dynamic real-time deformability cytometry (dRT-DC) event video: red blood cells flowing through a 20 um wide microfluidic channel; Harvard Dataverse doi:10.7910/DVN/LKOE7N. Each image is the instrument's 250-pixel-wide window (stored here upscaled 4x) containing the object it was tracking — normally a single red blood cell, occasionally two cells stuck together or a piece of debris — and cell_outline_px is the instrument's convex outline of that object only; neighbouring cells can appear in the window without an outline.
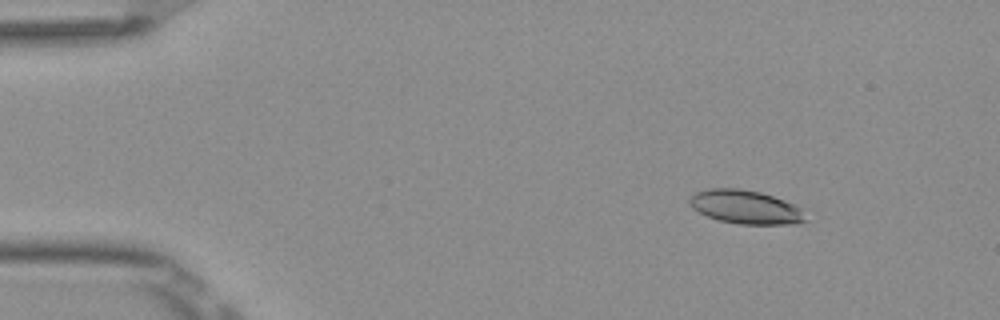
{"species": "Egyptian fruit bat (a non-hibernating species)", "species_latin": "Rousettus aegyptiacus", "temperature_condition": "room temperature", "stored_images_in_passage": 52, "camera_frame_rate_fps": 3000, "um_per_image_px": 0.085, "frame": {"image": 1, "passage_image": 7, "time_ms": 2.0, "image_size_px": [1000, 320], "cell_outline_px": [[808, 220], [800, 224], [740, 224], [720, 220], [708, 216], [692, 208], [688, 200], [696, 192], [708, 188], [740, 188], [760, 192], [784, 200], [804, 208]], "centroid_in_image_um": [63.45, 17.6], "position_along_channel_um": 21.6, "area_um2": 22.95}}
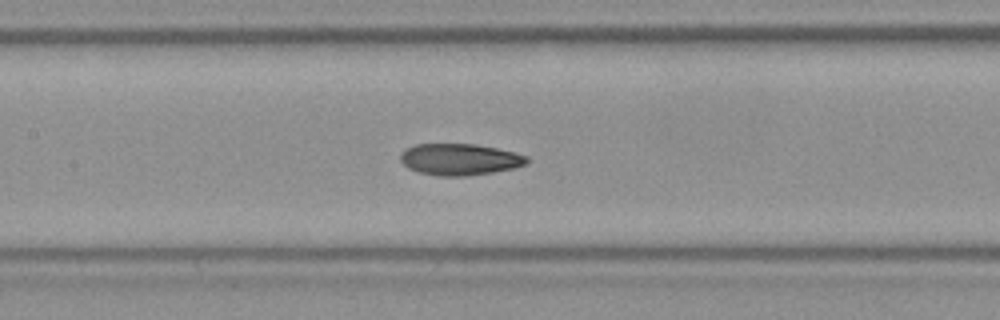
{"frame": {"image": 2, "passage_image": 25, "time_ms": 8.0, "image_size_px": [1000, 320], "cell_outline_px": [[528, 160], [524, 164], [512, 168], [492, 172], [464, 176], [440, 176], [420, 172], [408, 168], [400, 160], [400, 152], [416, 144], [476, 144], [516, 152], [528, 156]], "centroid_in_image_um": [39.06, 13.54], "position_along_channel_um": 168.3, "area_um2": 23.06}}
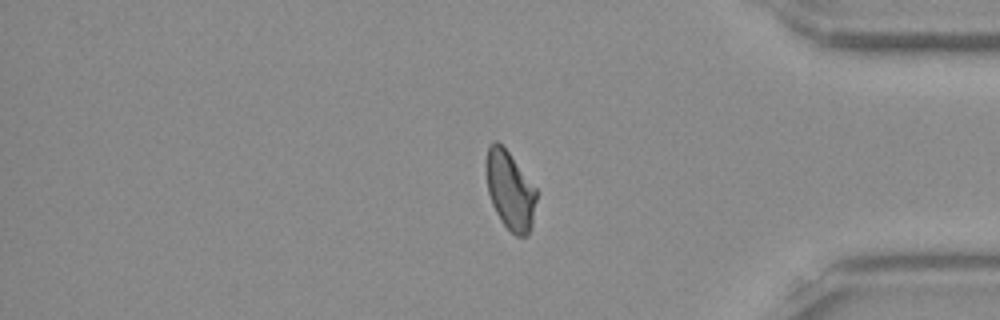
{"frame": {"image": 3, "passage_image": 44, "time_ms": 14.333, "image_size_px": [1000, 320], "cell_outline_px": [[536, 200], [532, 228], [528, 236], [516, 236], [504, 224], [496, 212], [492, 204], [488, 192], [484, 168], [484, 164], [488, 148], [492, 140], [496, 140], [508, 152], [536, 188]], "centroid_in_image_um": [43.33, 16.18], "position_along_channel_um": 391.9, "area_um2": 23.06}, "authors_computed_cell_mechanics": {"area_um2": 23.0911, "velocity_mm_per_s": 3.8966, "shape_relaxation_time_tau1_ms": null, "shape_relaxation_time_tau2_ms": 3.2846, "deformation_change_tau1": null, "deformation_change_tau2": 0.1079}}